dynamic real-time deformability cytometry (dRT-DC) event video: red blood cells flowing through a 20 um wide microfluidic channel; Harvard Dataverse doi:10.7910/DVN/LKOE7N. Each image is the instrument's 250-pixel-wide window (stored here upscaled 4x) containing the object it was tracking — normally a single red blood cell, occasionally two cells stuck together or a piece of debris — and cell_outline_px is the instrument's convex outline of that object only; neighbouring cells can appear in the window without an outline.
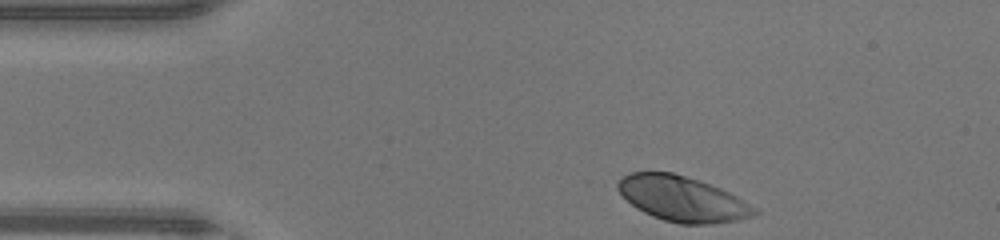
{"species": "human", "species_latin": "Homo sapiens", "temperature_condition": "warm", "stored_images_in_passage": 31, "camera_frame_rate_fps": 3000, "um_per_image_px": 0.085, "donor": {"sex": "male"}, "frame": {"image": 1, "passage_image": 1, "time_ms": 0.0, "image_size_px": [1000, 240], "cell_outline_px": [[760, 212], [752, 216], [736, 220], [708, 224], [680, 224], [664, 220], [652, 216], [636, 208], [616, 188], [616, 184], [620, 176], [632, 172], [672, 172], [720, 188], [736, 196], [756, 208]], "centroid_in_image_um": [57.96, 16.9], "position_along_channel_um": 27.0, "area_um2": 35.6}}
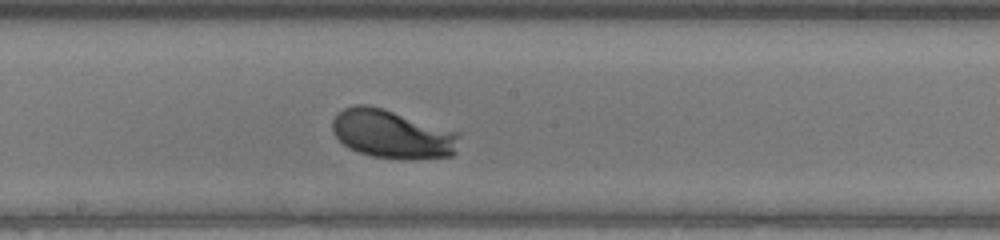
{"frame": {"image": 2, "passage_image": 18, "time_ms": 5.667, "image_size_px": [1000, 240], "cell_outline_px": [[460, 132], [456, 152], [452, 156], [412, 160], [372, 156], [348, 148], [332, 132], [332, 120], [336, 112], [352, 104], [368, 104]], "centroid_in_image_um": [33.33, 11.4], "position_along_channel_um": 214.9, "area_um2": 36.13}}
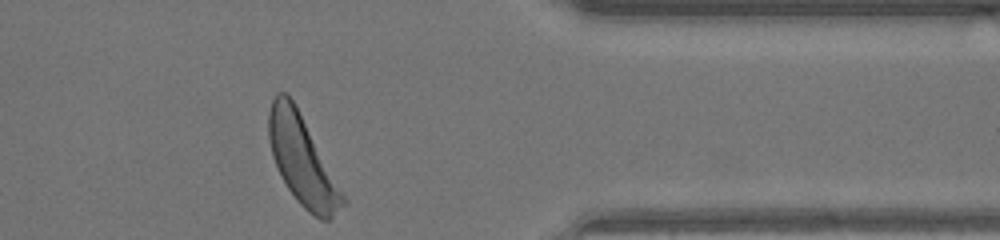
{"frame": {"image": 3, "passage_image": 31, "time_ms": 10.0, "image_size_px": [1000, 240], "cell_outline_px": [[348, 204], [328, 220], [320, 220], [308, 212], [296, 200], [288, 188], [272, 156], [268, 140], [268, 112], [272, 100], [276, 92], [288, 92], [348, 200]], "centroid_in_image_um": [25.7, 13.65], "position_along_channel_um": 385.7, "area_um2": 38.21}, "authors_computed_cell_mechanics": {"area_um2": 35.258, "velocity_mm_per_s": 4.3824, "shape_relaxation_time_tau1_ms": 1.8898, "shape_relaxation_time_tau2_ms": 4.2618, "deformation_change_tau1": 0.1519, "deformation_change_tau2": 0.1415}}